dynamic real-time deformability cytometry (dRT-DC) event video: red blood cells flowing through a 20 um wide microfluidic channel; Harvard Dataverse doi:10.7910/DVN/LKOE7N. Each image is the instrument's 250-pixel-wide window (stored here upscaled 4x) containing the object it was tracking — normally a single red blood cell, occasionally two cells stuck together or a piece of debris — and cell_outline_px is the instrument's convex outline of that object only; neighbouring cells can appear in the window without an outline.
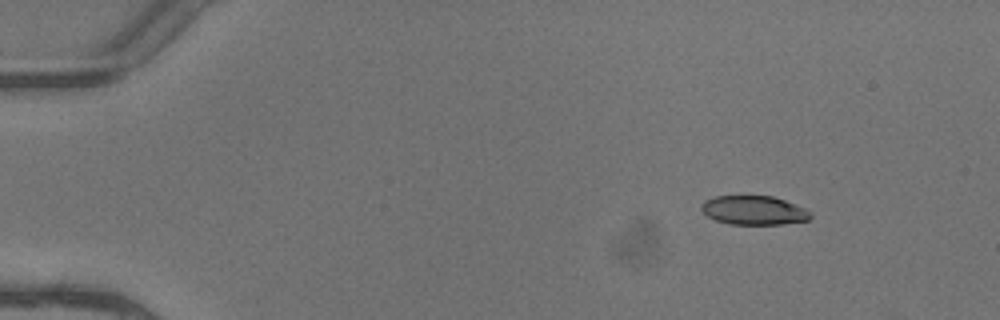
{"species": "common noctule bat (a hibernating species)", "species_latin": "Nyctalus noctula", "temperature_condition": "warm", "stored_images_in_passage": 5, "camera_frame_rate_fps": 3000, "um_per_image_px": 0.085, "animal": {"sex": "female"}, "frame": {"image": 1, "passage_image": 2, "time_ms": 0.333, "image_size_px": [1000, 320], "cell_outline_px": [[812, 216], [808, 220], [784, 224], [728, 224], [716, 220], [708, 216], [700, 208], [700, 204], [704, 200], [716, 196], [772, 196], [796, 204], [812, 212]], "centroid_in_image_um": [64.08, 17.87], "position_along_channel_um": 20.9, "area_um2": 18.5}}
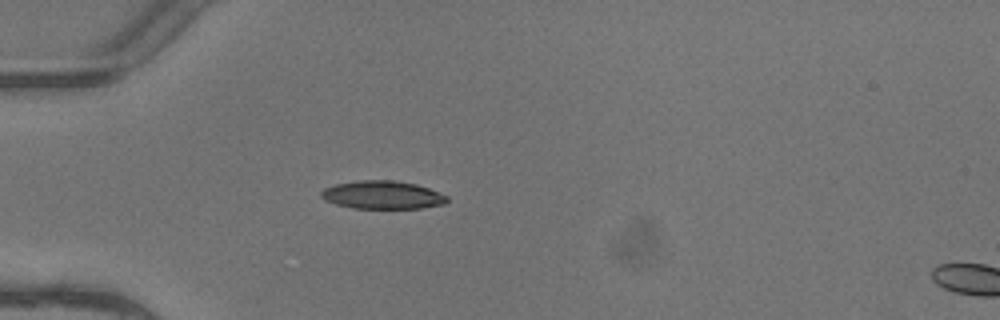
{"frame": {"image": 2, "passage_image": 4, "time_ms": 1.0, "image_size_px": [1000, 320], "cell_outline_px": [[448, 200], [444, 204], [420, 208], [352, 208], [336, 204], [324, 200], [320, 196], [320, 192], [324, 188], [336, 184], [360, 180], [392, 180], [416, 184], [428, 188], [448, 196]], "centroid_in_image_um": [32.49, 16.57], "position_along_channel_um": 52.5, "area_um2": 20.58}}